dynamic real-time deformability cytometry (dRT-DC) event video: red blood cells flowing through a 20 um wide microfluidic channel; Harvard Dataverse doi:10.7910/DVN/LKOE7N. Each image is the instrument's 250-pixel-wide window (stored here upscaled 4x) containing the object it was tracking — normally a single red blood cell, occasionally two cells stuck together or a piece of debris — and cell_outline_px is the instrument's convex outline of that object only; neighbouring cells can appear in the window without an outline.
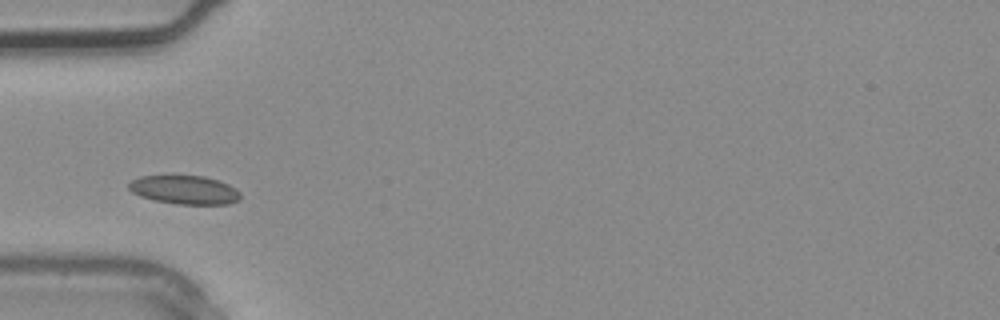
{"species": "common noctule bat (a hibernating species)", "species_latin": "Nyctalus noctula", "temperature_condition": "warm", "stored_images_in_passage": 1, "camera_frame_rate_fps": 3000, "um_per_image_px": 0.085, "animal": {"sex": "male", "body_mass_g": 20.4}, "frame": {"image": 1, "passage_image": 1, "time_ms": 0.0, "image_size_px": [1000, 320], "cell_outline_px": [[240, 200], [228, 204], [176, 204], [156, 200], [140, 196], [132, 192], [128, 188], [128, 184], [132, 180], [140, 176], [204, 176], [220, 180], [236, 188], [240, 192]], "centroid_in_image_um": [15.72, 16.13], "position_along_channel_um": 69.3, "area_um2": 18.67}}